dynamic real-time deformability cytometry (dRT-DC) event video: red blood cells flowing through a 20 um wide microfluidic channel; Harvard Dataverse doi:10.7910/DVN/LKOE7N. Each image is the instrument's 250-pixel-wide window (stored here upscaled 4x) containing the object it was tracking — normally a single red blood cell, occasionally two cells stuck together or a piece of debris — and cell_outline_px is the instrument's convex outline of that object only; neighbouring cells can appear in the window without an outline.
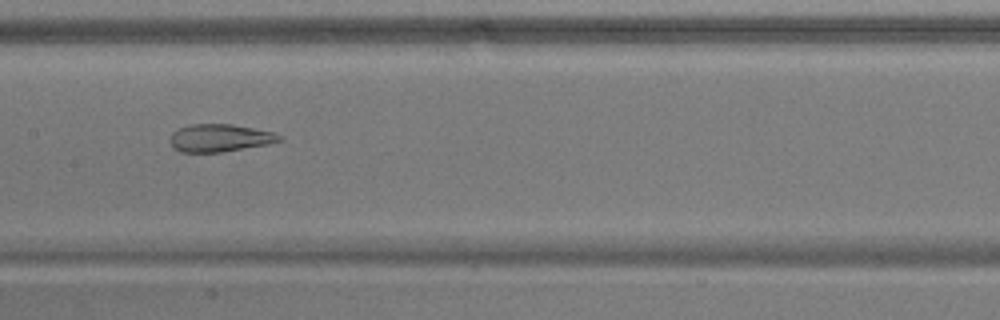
{"species": "common noctule bat (a hibernating species)", "species_latin": "Nyctalus noctula", "temperature_condition": "warm", "stored_images_in_passage": 54, "camera_frame_rate_fps": 3000, "um_per_image_px": 0.085, "animal": {"sex": "male", "body_mass_g": 17.9}, "frame": {"image": 1, "passage_image": 27, "time_ms": 8.667, "image_size_px": [1000, 320], "cell_outline_px": [[284, 140], [268, 144], [220, 152], [180, 152], [172, 148], [168, 140], [172, 132], [180, 128], [192, 124], [232, 124], [272, 132], [280, 136]], "centroid_in_image_um": [18.63, 11.73], "position_along_channel_um": 188.8, "area_um2": 17.57}}
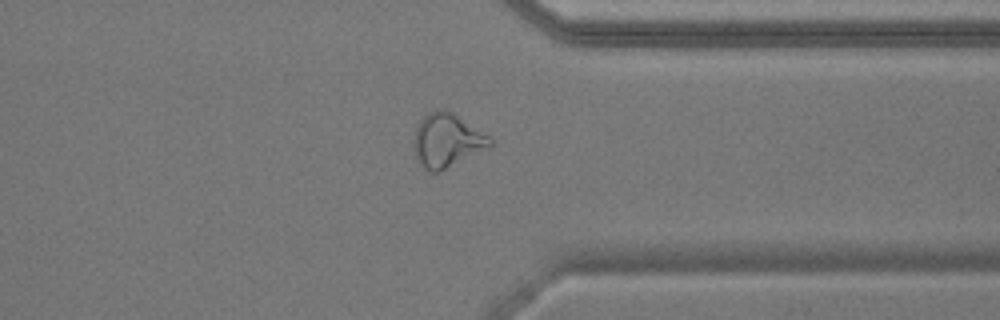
{"frame": {"image": 2, "passage_image": 42, "time_ms": 13.667, "image_size_px": [1000, 320], "cell_outline_px": [[492, 148], [440, 172], [432, 172], [424, 168], [420, 164], [416, 156], [412, 144], [412, 140], [416, 128], [420, 120], [428, 112], [436, 108], [440, 108], [452, 112], [488, 136], [492, 140]], "centroid_in_image_um": [37.99, 11.96], "position_along_channel_um": 373.4, "area_um2": 24.22}}
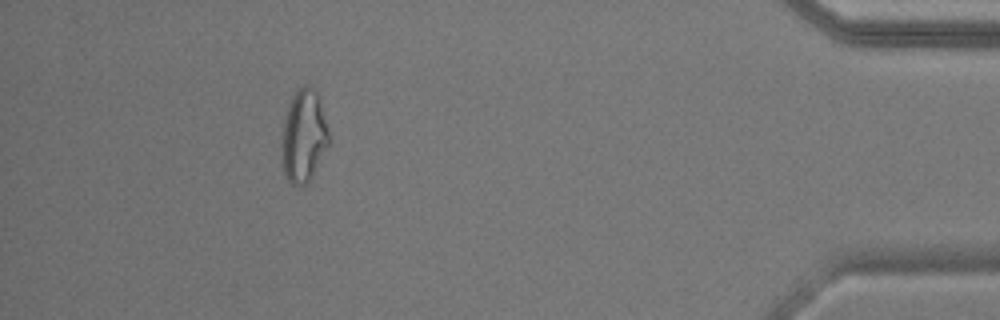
{"frame": {"image": 3, "passage_image": 49, "time_ms": 16.0, "image_size_px": [1000, 320], "cell_outline_px": [[328, 148], [312, 176], [300, 188], [292, 184], [284, 176], [280, 160], [280, 144], [284, 120], [288, 104], [296, 88], [304, 84], [308, 84], [316, 88], [320, 96], [328, 132]], "centroid_in_image_um": [25.78, 11.54], "position_along_channel_um": 409.4, "area_um2": 26.3}, "authors_computed_cell_mechanics": {"area_um2": 24.3049, "velocity_mm_per_s": 3.7637, "shape_relaxation_time_tau1_ms": null, "shape_relaxation_time_tau2_ms": 2.3505, "deformation_change_tau1": null, "deformation_change_tau2": 0.1197}}